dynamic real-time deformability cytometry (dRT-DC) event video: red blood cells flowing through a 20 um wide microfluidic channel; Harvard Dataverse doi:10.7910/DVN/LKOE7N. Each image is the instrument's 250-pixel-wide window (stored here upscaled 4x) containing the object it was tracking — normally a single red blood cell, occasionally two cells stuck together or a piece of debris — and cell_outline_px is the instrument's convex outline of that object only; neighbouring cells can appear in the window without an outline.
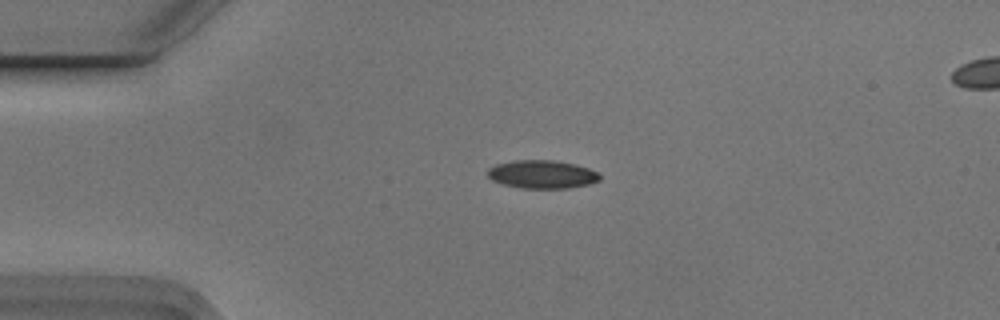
{"species": "Egyptian fruit bat (a non-hibernating species)", "species_latin": "Rousettus aegyptiacus", "temperature_condition": "cold", "stored_images_in_passage": 5, "camera_frame_rate_fps": 3000, "um_per_image_px": 0.085, "animal": {"sex": "male"}, "frame": {"image": 1, "passage_image": 3, "time_ms": 0.667, "image_size_px": [1000, 320], "cell_outline_px": [[600, 180], [588, 184], [568, 188], [520, 188], [500, 184], [492, 180], [488, 176], [488, 168], [496, 164], [512, 160], [552, 160], [576, 164], [588, 168], [596, 172], [600, 176]], "centroid_in_image_um": [46.04, 14.81], "position_along_channel_um": 39.0, "area_um2": 18.5}}